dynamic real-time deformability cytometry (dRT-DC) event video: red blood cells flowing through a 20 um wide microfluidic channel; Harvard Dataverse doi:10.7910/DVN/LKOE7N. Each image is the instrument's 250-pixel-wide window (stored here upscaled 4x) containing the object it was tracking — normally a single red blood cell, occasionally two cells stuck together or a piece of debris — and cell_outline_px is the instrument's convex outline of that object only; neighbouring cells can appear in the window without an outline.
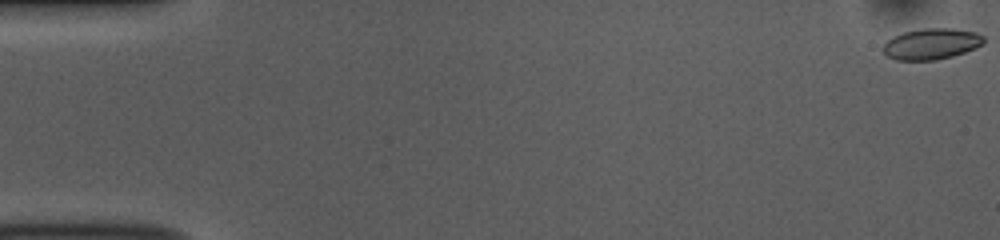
{"species": "common noctule bat (a hibernating species)", "species_latin": "Nyctalus noctula", "temperature_condition": "room temperature", "stored_images_in_passage": 53, "camera_frame_rate_fps": 3000, "um_per_image_px": 0.085, "animal": {"sex": "female", "body_mass_g": 10.0, "forearm_length_mm": 53.1}, "frame": {"image": 1, "passage_image": 1, "time_ms": 0.0, "image_size_px": [1000, 240], "cell_outline_px": [[984, 44], [976, 48], [952, 56], [936, 60], [896, 60], [884, 56], [880, 48], [892, 36], [904, 32], [924, 28], [952, 28], [976, 32], [984, 36]], "centroid_in_image_um": [79.14, 3.73], "position_along_channel_um": 5.9, "area_um2": 18.5}}
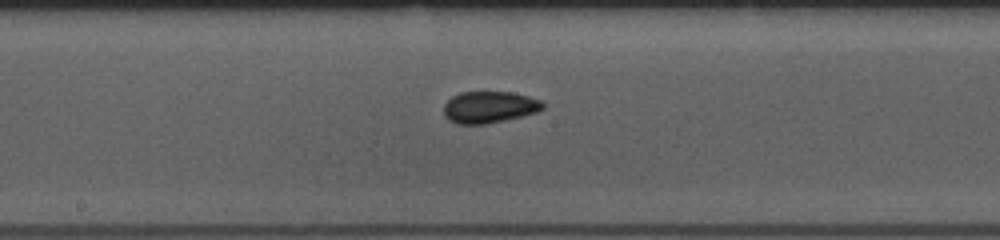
{"frame": {"image": 2, "passage_image": 28, "time_ms": 9.0, "image_size_px": [1000, 240], "cell_outline_px": [[544, 108], [536, 112], [504, 120], [484, 124], [456, 124], [448, 120], [444, 116], [444, 104], [452, 96], [460, 92], [512, 92], [528, 96], [540, 100], [544, 104]], "centroid_in_image_um": [41.55, 9.1], "position_along_channel_um": 206.6, "area_um2": 18.26}}
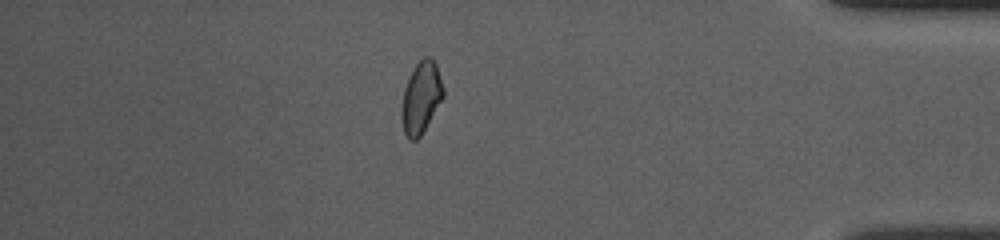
{"frame": {"image": 3, "passage_image": 46, "time_ms": 15.0, "image_size_px": [1000, 240], "cell_outline_px": [[444, 96], [420, 136], [416, 140], [408, 140], [404, 132], [400, 120], [400, 108], [404, 88], [408, 76], [416, 64], [424, 56], [428, 56], [436, 64], [444, 88]], "centroid_in_image_um": [35.76, 8.3], "position_along_channel_um": 399.4, "area_um2": 17.57}, "authors_computed_cell_mechanics": {"area_um2": 17.6868, "velocity_mm_per_s": 3.8338, "shape_relaxation_time_tau1_ms": null, "shape_relaxation_time_tau2_ms": 1.7832, "deformation_change_tau1": null, "deformation_change_tau2": 0.0556}}